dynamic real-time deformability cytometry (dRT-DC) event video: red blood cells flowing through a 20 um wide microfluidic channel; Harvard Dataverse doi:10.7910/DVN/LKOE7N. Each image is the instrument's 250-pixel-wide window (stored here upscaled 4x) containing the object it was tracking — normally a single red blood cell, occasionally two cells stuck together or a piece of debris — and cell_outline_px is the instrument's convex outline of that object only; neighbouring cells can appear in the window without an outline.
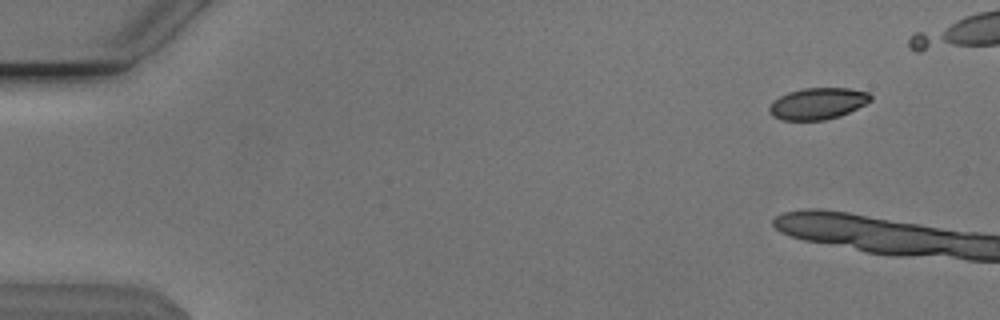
{"species": "Egyptian fruit bat (a non-hibernating species)", "species_latin": "Rousettus aegyptiacus", "temperature_condition": "cold", "stored_images_in_passage": 8, "camera_frame_rate_fps": 3000, "um_per_image_px": 0.085, "animal": {"sex": "male"}, "frame": {"image": 1, "passage_image": 1, "time_ms": 0.0, "image_size_px": [1000, 320], "cell_outline_px": [[872, 100], [840, 116], [824, 120], [780, 120], [772, 116], [768, 112], [768, 108], [772, 100], [788, 92], [804, 88], [848, 88], [868, 92], [872, 96]], "centroid_in_image_um": [69.46, 8.8], "position_along_channel_um": 15.5, "area_um2": 18.67}}